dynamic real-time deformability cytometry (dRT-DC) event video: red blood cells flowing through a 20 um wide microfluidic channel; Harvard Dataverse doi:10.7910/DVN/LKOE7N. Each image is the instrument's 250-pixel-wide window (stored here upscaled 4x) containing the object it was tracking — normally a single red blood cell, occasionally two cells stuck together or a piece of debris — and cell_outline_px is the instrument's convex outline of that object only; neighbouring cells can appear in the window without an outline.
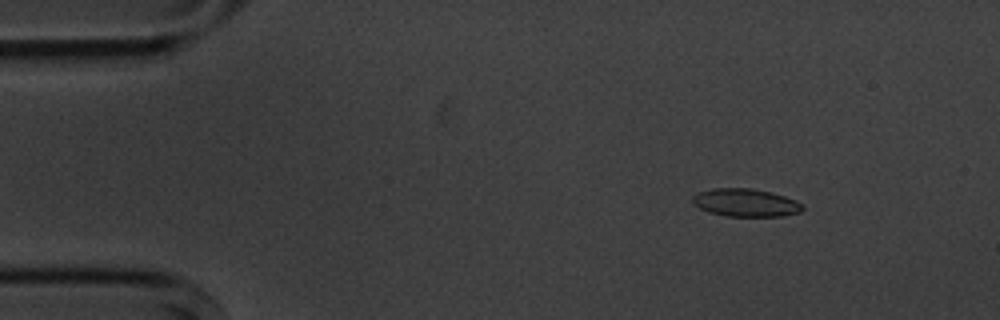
{"species": "common noctule bat (a hibernating species)", "species_latin": "Nyctalus noctula", "temperature_condition": "cold", "stored_images_in_passage": 5, "camera_frame_rate_fps": 3000, "um_per_image_px": 0.085, "animal": {"sex": "male", "body_mass_g": 20.1, "forearm_length_mm": 53.5}, "frame": {"image": 1, "passage_image": 1, "time_ms": 0.0, "image_size_px": [1000, 320], "cell_outline_px": [[804, 208], [800, 212], [780, 216], [724, 216], [708, 212], [692, 204], [692, 196], [696, 192], [712, 188], [752, 188], [784, 196], [796, 200]], "centroid_in_image_um": [63.31, 17.22], "position_along_channel_um": 21.7, "area_um2": 17.92}}
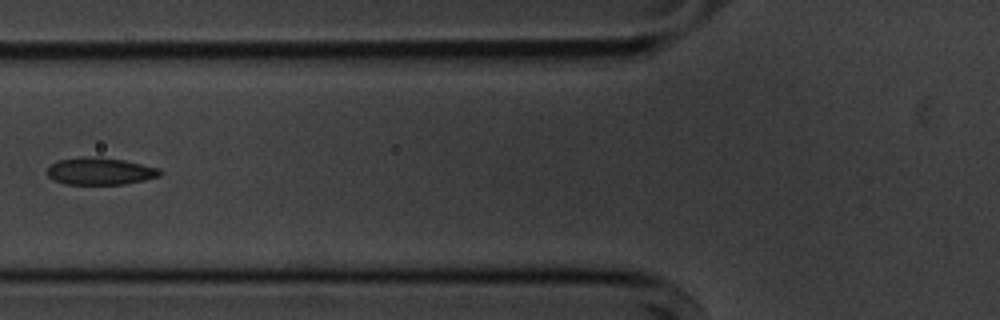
{"frame": {"image": 2, "passage_image": 5, "time_ms": 4.667, "image_size_px": [1000, 320], "cell_outline_px": [[160, 176], [144, 180], [124, 184], [64, 184], [48, 176], [48, 168], [52, 164], [60, 160], [80, 156], [100, 156], [124, 160], [160, 168]], "centroid_in_image_um": [8.52, 14.54], "position_along_channel_um": 117.3, "area_um2": 17.86}}